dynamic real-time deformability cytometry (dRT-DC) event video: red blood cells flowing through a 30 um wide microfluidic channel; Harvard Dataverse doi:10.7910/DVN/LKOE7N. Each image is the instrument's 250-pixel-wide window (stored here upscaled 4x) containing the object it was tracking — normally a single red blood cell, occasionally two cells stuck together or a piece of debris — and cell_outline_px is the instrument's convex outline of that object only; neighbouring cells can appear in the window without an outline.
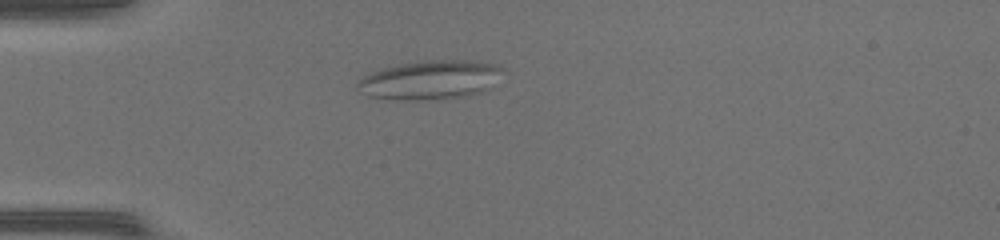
{"species": "common noctule bat (a hibernating species)", "species_latin": "Nyctalus noctula", "temperature_condition": "warm", "stored_images_in_passage": 48, "camera_frame_rate_fps": 3000, "um_per_image_px": 0.085, "animal": {"sex": "female", "body_mass_g": 17.0, "forearm_length_mm": 48.0}, "frame": {"image": 1, "passage_image": 14, "time_ms": 4.333, "image_size_px": [1000, 240], "cell_outline_px": [[504, 68], [488, 88], [480, 92], [464, 96], [428, 100], [400, 100], [368, 96], [360, 92], [356, 88], [356, 84], [360, 76], [384, 68], [400, 64], [428, 60], [480, 60], [500, 64]], "centroid_in_image_um": [36.53, 6.78], "position_along_channel_um": 48.5, "area_um2": 33.12}}
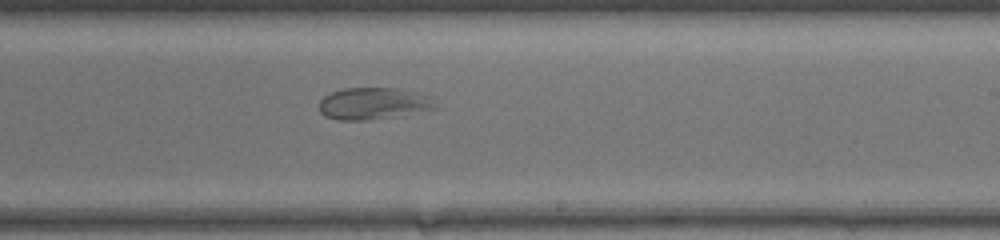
{"frame": {"image": 2, "passage_image": 30, "time_ms": 9.667, "image_size_px": [1000, 240], "cell_outline_px": [[440, 108], [392, 116], [364, 120], [336, 120], [324, 116], [320, 112], [320, 100], [324, 96], [332, 92], [344, 88], [400, 88], [420, 92], [432, 96]], "centroid_in_image_um": [31.79, 8.78], "position_along_channel_um": 257.2, "area_um2": 21.79}}
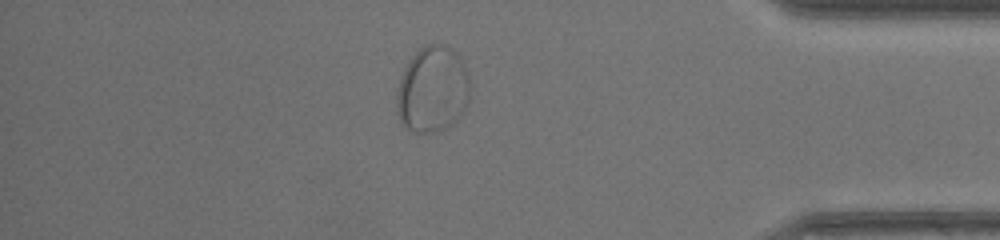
{"frame": {"image": 3, "passage_image": 42, "time_ms": 13.667, "image_size_px": [1000, 240], "cell_outline_px": [[472, 88], [468, 104], [460, 116], [448, 128], [436, 132], [412, 132], [400, 120], [396, 112], [396, 92], [404, 68], [408, 60], [420, 48], [428, 44], [440, 44], [456, 52], [460, 56], [468, 76]], "centroid_in_image_um": [36.78, 7.62], "position_along_channel_um": 398.4, "area_um2": 37.22}}